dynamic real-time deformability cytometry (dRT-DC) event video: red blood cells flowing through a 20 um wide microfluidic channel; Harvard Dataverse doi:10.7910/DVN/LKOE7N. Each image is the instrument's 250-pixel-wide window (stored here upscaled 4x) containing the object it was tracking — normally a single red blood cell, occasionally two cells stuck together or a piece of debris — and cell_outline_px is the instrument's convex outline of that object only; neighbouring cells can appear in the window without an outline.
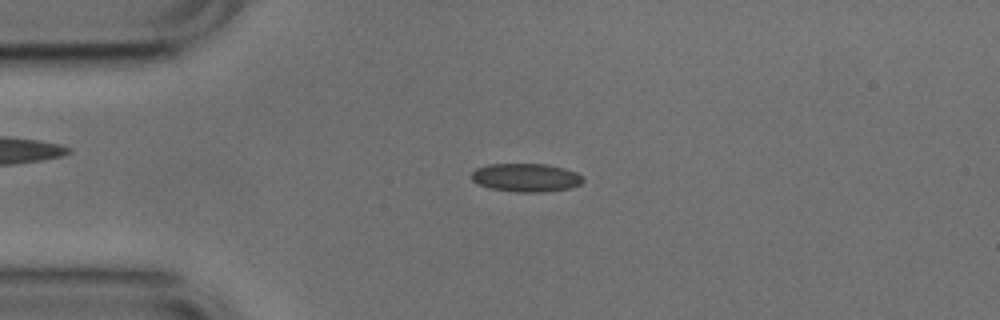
{"species": "common noctule bat (a hibernating species)", "species_latin": "Nyctalus noctula", "temperature_condition": "cold", "stored_images_in_passage": 52, "camera_frame_rate_fps": 3000, "um_per_image_px": 0.085, "animal": {"sex": "male", "body_mass_g": 17.9, "forearm_length_mm": 54.2}, "frame": {"image": 1, "passage_image": 11, "time_ms": 3.333, "image_size_px": [1000, 320], "cell_outline_px": [[584, 180], [580, 184], [572, 188], [544, 192], [516, 192], [492, 188], [480, 184], [472, 180], [472, 172], [476, 168], [488, 164], [548, 164], [564, 168], [576, 172]], "centroid_in_image_um": [44.73, 15.09], "position_along_channel_um": 40.3, "area_um2": 18.38}}
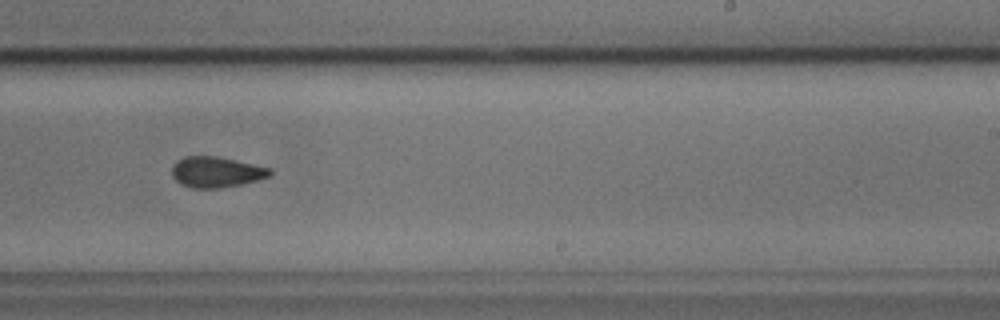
{"frame": {"image": 2, "passage_image": 31, "time_ms": 10.0, "image_size_px": [1000, 320], "cell_outline_px": [[272, 176], [240, 184], [220, 188], [192, 188], [180, 184], [172, 176], [172, 164], [176, 160], [184, 156], [216, 156], [272, 168]], "centroid_in_image_um": [18.36, 14.62], "position_along_channel_um": 270.6, "area_um2": 17.63}}
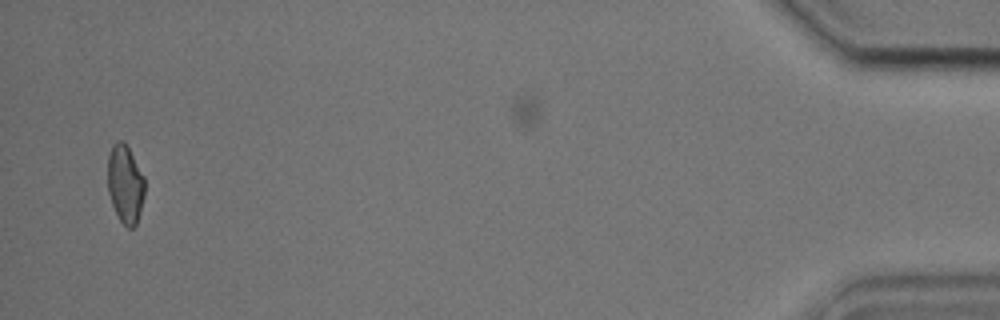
{"frame": {"image": 3, "passage_image": 50, "time_ms": 16.333, "image_size_px": [1000, 320], "cell_outline_px": [[144, 196], [140, 212], [136, 224], [132, 228], [128, 228], [120, 220], [112, 204], [108, 192], [108, 156], [112, 144], [116, 140], [124, 140], [144, 176]], "centroid_in_image_um": [10.64, 15.61], "position_along_channel_um": 424.6, "area_um2": 16.88}, "authors_computed_cell_mechanics": {"area_um2": 17.8313, "velocity_mm_per_s": 3.7891, "shape_relaxation_time_tau1_ms": null, "shape_relaxation_time_tau2_ms": 2.6792, "deformation_change_tau1": null, "deformation_change_tau2": 0.0665}}